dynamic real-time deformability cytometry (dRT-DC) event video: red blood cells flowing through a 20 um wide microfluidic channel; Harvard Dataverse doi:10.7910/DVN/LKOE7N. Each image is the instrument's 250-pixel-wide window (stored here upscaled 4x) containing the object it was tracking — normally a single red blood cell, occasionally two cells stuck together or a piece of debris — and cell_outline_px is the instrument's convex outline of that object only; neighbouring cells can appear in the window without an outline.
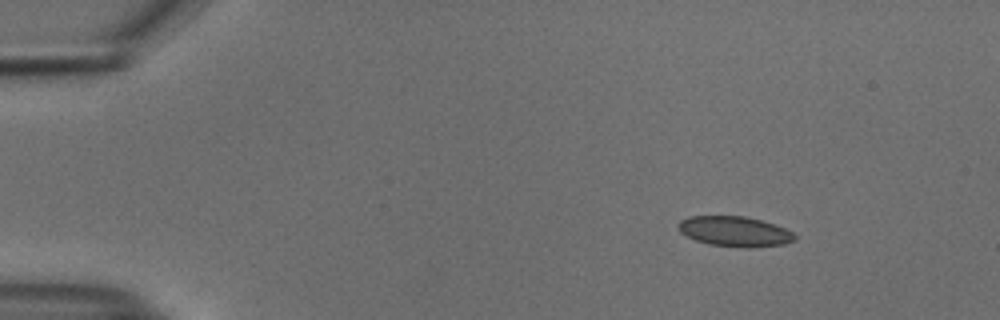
{"species": "common noctule bat (a hibernating species)", "species_latin": "Nyctalus noctula", "temperature_condition": "cold", "stored_images_in_passage": 48, "camera_frame_rate_fps": 3000, "um_per_image_px": 0.085, "animal": {"sex": "male", "body_mass_g": 18.8}, "frame": {"image": 1, "passage_image": 1, "time_ms": 0.0, "image_size_px": [1000, 320], "cell_outline_px": [[796, 240], [784, 244], [708, 244], [696, 240], [680, 232], [676, 224], [680, 220], [688, 216], [744, 216], [760, 220], [784, 228], [792, 232], [796, 236]], "centroid_in_image_um": [62.37, 19.6], "position_along_channel_um": 22.6, "area_um2": 19.31}}
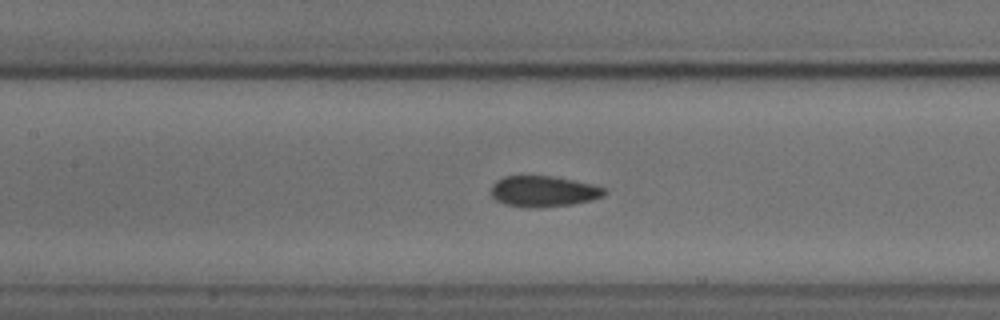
{"frame": {"image": 2, "passage_image": 19, "time_ms": 6.0, "image_size_px": [1000, 320], "cell_outline_px": [[608, 192], [604, 196], [592, 200], [572, 204], [532, 208], [504, 204], [496, 200], [492, 196], [492, 184], [496, 180], [504, 176], [552, 176], [592, 184], [604, 188]], "centroid_in_image_um": [46.2, 16.26], "position_along_channel_um": 161.2, "area_um2": 20.35}}
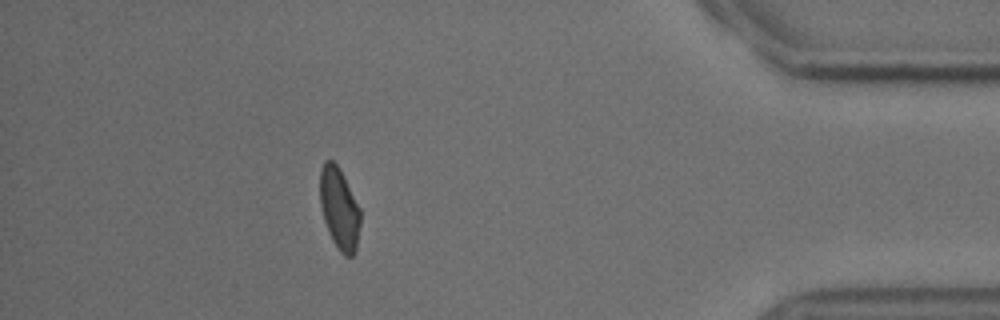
{"frame": {"image": 3, "passage_image": 42, "time_ms": 13.667, "image_size_px": [1000, 320], "cell_outline_px": [[360, 224], [356, 252], [352, 256], [344, 256], [340, 252], [332, 240], [328, 232], [324, 220], [320, 204], [320, 168], [324, 160], [332, 160], [340, 168], [360, 208]], "centroid_in_image_um": [28.84, 17.73], "position_along_channel_um": 406.4, "area_um2": 19.42}, "authors_computed_cell_mechanics": {"area_um2": 20.3167, "velocity_mm_per_s": 3.7571, "shape_relaxation_time_tau1_ms": 3.5994, "shape_relaxation_time_tau2_ms": 1.977, "deformation_change_tau1": 0.086, "deformation_change_tau2": 0.0479}}